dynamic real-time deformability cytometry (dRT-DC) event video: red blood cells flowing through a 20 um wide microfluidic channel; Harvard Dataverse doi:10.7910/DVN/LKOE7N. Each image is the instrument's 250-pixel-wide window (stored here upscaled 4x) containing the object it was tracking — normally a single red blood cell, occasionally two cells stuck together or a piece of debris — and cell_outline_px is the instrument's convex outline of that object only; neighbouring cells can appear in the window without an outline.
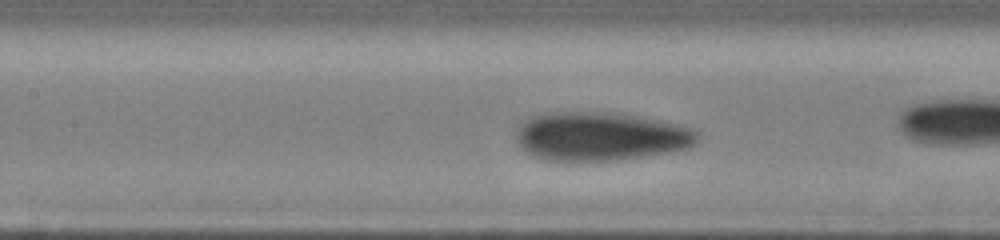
{"species": "human", "species_latin": "Homo sapiens", "temperature_condition": "cold", "stored_images_in_passage": 48, "camera_frame_rate_fps": 3000, "um_per_image_px": 0.085, "donor": {"sex": "male"}, "frame": {"image": 1, "passage_image": 15, "time_ms": 2.0, "image_size_px": [1000, 240], "cell_outline_px": [[700, 140], [696, 144], [688, 148], [620, 160], [576, 164], [568, 164], [544, 160], [532, 156], [524, 152], [516, 140], [516, 124], [532, 116], [548, 112], [608, 112], [636, 116], [660, 120], [696, 128], [700, 132]], "centroid_in_image_um": [50.98, 11.63], "position_along_channel_um": 156.4, "area_um2": 53.18}}
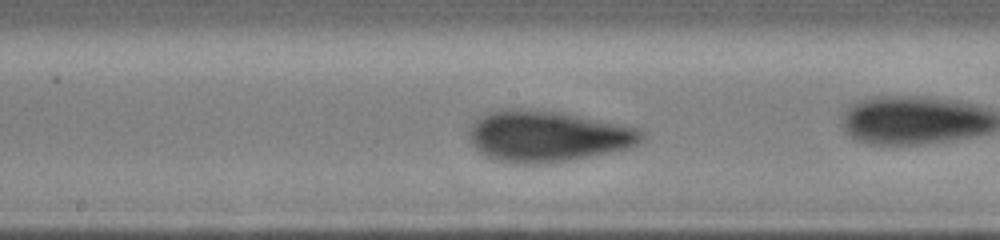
{"frame": {"image": 2, "passage_image": 22, "time_ms": 3.0, "image_size_px": [1000, 240], "cell_outline_px": [[644, 140], [640, 144], [628, 148], [572, 160], [544, 164], [512, 164], [496, 160], [484, 156], [472, 144], [468, 136], [468, 132], [472, 124], [476, 120], [488, 112], [512, 108], [556, 112], [644, 128]], "centroid_in_image_um": [46.56, 11.6], "position_along_channel_um": 201.6, "area_um2": 51.62}}